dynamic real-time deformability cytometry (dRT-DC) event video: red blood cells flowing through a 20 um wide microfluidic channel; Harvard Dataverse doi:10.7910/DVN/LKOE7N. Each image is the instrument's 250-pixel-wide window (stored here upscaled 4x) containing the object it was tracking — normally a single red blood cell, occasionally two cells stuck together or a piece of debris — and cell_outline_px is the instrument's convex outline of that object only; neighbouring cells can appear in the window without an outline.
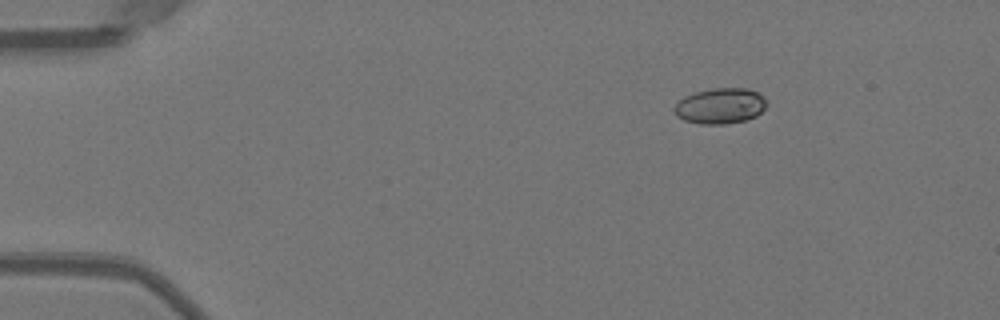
{"species": "Egyptian fruit bat (a non-hibernating species)", "species_latin": "Rousettus aegyptiacus", "temperature_condition": "warm", "stored_images_in_passage": 4, "camera_frame_rate_fps": 3000, "um_per_image_px": 0.085, "animal": {"sex": "female"}, "frame": {"image": 1, "passage_image": 1, "time_ms": 0.0, "image_size_px": [1000, 320], "cell_outline_px": [[768, 104], [756, 116], [744, 120], [724, 124], [700, 124], [684, 120], [676, 116], [672, 112], [672, 108], [684, 96], [696, 92], [712, 88], [748, 88], [764, 96]], "centroid_in_image_um": [61.2, 9.0], "position_along_channel_um": 23.8, "area_um2": 19.31}}